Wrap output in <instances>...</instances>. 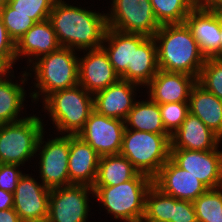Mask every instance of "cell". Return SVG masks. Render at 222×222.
<instances>
[{
  "label": "cell",
  "mask_w": 222,
  "mask_h": 222,
  "mask_svg": "<svg viewBox=\"0 0 222 222\" xmlns=\"http://www.w3.org/2000/svg\"><path fill=\"white\" fill-rule=\"evenodd\" d=\"M137 86L140 85L119 79L93 95L94 110L107 117L125 120L135 103L133 93Z\"/></svg>",
  "instance_id": "18"
},
{
  "label": "cell",
  "mask_w": 222,
  "mask_h": 222,
  "mask_svg": "<svg viewBox=\"0 0 222 222\" xmlns=\"http://www.w3.org/2000/svg\"><path fill=\"white\" fill-rule=\"evenodd\" d=\"M206 58L212 57L222 43L220 11L194 8L184 22Z\"/></svg>",
  "instance_id": "19"
},
{
  "label": "cell",
  "mask_w": 222,
  "mask_h": 222,
  "mask_svg": "<svg viewBox=\"0 0 222 222\" xmlns=\"http://www.w3.org/2000/svg\"><path fill=\"white\" fill-rule=\"evenodd\" d=\"M39 139L37 151L40 150V177L42 183L49 189L71 185L68 171L70 152V135L53 138L42 146L44 138Z\"/></svg>",
  "instance_id": "10"
},
{
  "label": "cell",
  "mask_w": 222,
  "mask_h": 222,
  "mask_svg": "<svg viewBox=\"0 0 222 222\" xmlns=\"http://www.w3.org/2000/svg\"><path fill=\"white\" fill-rule=\"evenodd\" d=\"M61 45L58 42L56 33L49 20L35 23L21 38L15 43L16 60L19 56H28L31 63L59 49ZM32 59H30L31 57Z\"/></svg>",
  "instance_id": "22"
},
{
  "label": "cell",
  "mask_w": 222,
  "mask_h": 222,
  "mask_svg": "<svg viewBox=\"0 0 222 222\" xmlns=\"http://www.w3.org/2000/svg\"><path fill=\"white\" fill-rule=\"evenodd\" d=\"M150 2L160 25L182 24L195 8L193 0H150Z\"/></svg>",
  "instance_id": "29"
},
{
  "label": "cell",
  "mask_w": 222,
  "mask_h": 222,
  "mask_svg": "<svg viewBox=\"0 0 222 222\" xmlns=\"http://www.w3.org/2000/svg\"><path fill=\"white\" fill-rule=\"evenodd\" d=\"M159 71L157 47L153 37L133 34L132 67L120 77L138 85H147Z\"/></svg>",
  "instance_id": "17"
},
{
  "label": "cell",
  "mask_w": 222,
  "mask_h": 222,
  "mask_svg": "<svg viewBox=\"0 0 222 222\" xmlns=\"http://www.w3.org/2000/svg\"><path fill=\"white\" fill-rule=\"evenodd\" d=\"M220 139L197 116L189 113L171 135L170 149L208 151L219 147Z\"/></svg>",
  "instance_id": "21"
},
{
  "label": "cell",
  "mask_w": 222,
  "mask_h": 222,
  "mask_svg": "<svg viewBox=\"0 0 222 222\" xmlns=\"http://www.w3.org/2000/svg\"><path fill=\"white\" fill-rule=\"evenodd\" d=\"M11 69L12 67L0 56V78L8 75V73H11L9 72Z\"/></svg>",
  "instance_id": "41"
},
{
  "label": "cell",
  "mask_w": 222,
  "mask_h": 222,
  "mask_svg": "<svg viewBox=\"0 0 222 222\" xmlns=\"http://www.w3.org/2000/svg\"><path fill=\"white\" fill-rule=\"evenodd\" d=\"M37 116L0 125V163L22 165L34 157L40 136L44 132Z\"/></svg>",
  "instance_id": "7"
},
{
  "label": "cell",
  "mask_w": 222,
  "mask_h": 222,
  "mask_svg": "<svg viewBox=\"0 0 222 222\" xmlns=\"http://www.w3.org/2000/svg\"><path fill=\"white\" fill-rule=\"evenodd\" d=\"M189 111L222 138V100L196 83L189 97Z\"/></svg>",
  "instance_id": "23"
},
{
  "label": "cell",
  "mask_w": 222,
  "mask_h": 222,
  "mask_svg": "<svg viewBox=\"0 0 222 222\" xmlns=\"http://www.w3.org/2000/svg\"><path fill=\"white\" fill-rule=\"evenodd\" d=\"M0 56L11 66L16 62L15 42L9 36L0 17Z\"/></svg>",
  "instance_id": "37"
},
{
  "label": "cell",
  "mask_w": 222,
  "mask_h": 222,
  "mask_svg": "<svg viewBox=\"0 0 222 222\" xmlns=\"http://www.w3.org/2000/svg\"><path fill=\"white\" fill-rule=\"evenodd\" d=\"M197 83L222 100V61L212 57L206 58Z\"/></svg>",
  "instance_id": "31"
},
{
  "label": "cell",
  "mask_w": 222,
  "mask_h": 222,
  "mask_svg": "<svg viewBox=\"0 0 222 222\" xmlns=\"http://www.w3.org/2000/svg\"><path fill=\"white\" fill-rule=\"evenodd\" d=\"M56 0H9L11 13L29 15L36 23L48 20Z\"/></svg>",
  "instance_id": "32"
},
{
  "label": "cell",
  "mask_w": 222,
  "mask_h": 222,
  "mask_svg": "<svg viewBox=\"0 0 222 222\" xmlns=\"http://www.w3.org/2000/svg\"><path fill=\"white\" fill-rule=\"evenodd\" d=\"M19 166L16 164L0 163V189L14 193L18 181L23 175L18 169Z\"/></svg>",
  "instance_id": "35"
},
{
  "label": "cell",
  "mask_w": 222,
  "mask_h": 222,
  "mask_svg": "<svg viewBox=\"0 0 222 222\" xmlns=\"http://www.w3.org/2000/svg\"><path fill=\"white\" fill-rule=\"evenodd\" d=\"M194 6L197 9L221 11L222 0H193Z\"/></svg>",
  "instance_id": "38"
},
{
  "label": "cell",
  "mask_w": 222,
  "mask_h": 222,
  "mask_svg": "<svg viewBox=\"0 0 222 222\" xmlns=\"http://www.w3.org/2000/svg\"><path fill=\"white\" fill-rule=\"evenodd\" d=\"M7 77L0 78V125L22 120L17 116L25 100L24 87Z\"/></svg>",
  "instance_id": "27"
},
{
  "label": "cell",
  "mask_w": 222,
  "mask_h": 222,
  "mask_svg": "<svg viewBox=\"0 0 222 222\" xmlns=\"http://www.w3.org/2000/svg\"><path fill=\"white\" fill-rule=\"evenodd\" d=\"M75 49L60 47L47 55L40 57L37 62H33L35 72L36 92L31 93V98L35 101L40 95H45L44 99L51 93L74 87L79 84L78 64L79 59L75 56ZM39 92L43 93L40 94Z\"/></svg>",
  "instance_id": "6"
},
{
  "label": "cell",
  "mask_w": 222,
  "mask_h": 222,
  "mask_svg": "<svg viewBox=\"0 0 222 222\" xmlns=\"http://www.w3.org/2000/svg\"><path fill=\"white\" fill-rule=\"evenodd\" d=\"M93 188L84 184H71L51 189L49 214L46 222H86L89 212L88 192Z\"/></svg>",
  "instance_id": "9"
},
{
  "label": "cell",
  "mask_w": 222,
  "mask_h": 222,
  "mask_svg": "<svg viewBox=\"0 0 222 222\" xmlns=\"http://www.w3.org/2000/svg\"><path fill=\"white\" fill-rule=\"evenodd\" d=\"M9 0H0V10L8 4Z\"/></svg>",
  "instance_id": "43"
},
{
  "label": "cell",
  "mask_w": 222,
  "mask_h": 222,
  "mask_svg": "<svg viewBox=\"0 0 222 222\" xmlns=\"http://www.w3.org/2000/svg\"><path fill=\"white\" fill-rule=\"evenodd\" d=\"M222 186L208 189L193 201L198 222H222Z\"/></svg>",
  "instance_id": "30"
},
{
  "label": "cell",
  "mask_w": 222,
  "mask_h": 222,
  "mask_svg": "<svg viewBox=\"0 0 222 222\" xmlns=\"http://www.w3.org/2000/svg\"><path fill=\"white\" fill-rule=\"evenodd\" d=\"M93 95L81 85L55 91L44 101L45 109L57 131L67 135H77L85 126L90 113L94 110ZM64 131V132H63Z\"/></svg>",
  "instance_id": "5"
},
{
  "label": "cell",
  "mask_w": 222,
  "mask_h": 222,
  "mask_svg": "<svg viewBox=\"0 0 222 222\" xmlns=\"http://www.w3.org/2000/svg\"><path fill=\"white\" fill-rule=\"evenodd\" d=\"M124 122L126 129L169 134L163 126L159 104L150 98L147 101H136Z\"/></svg>",
  "instance_id": "26"
},
{
  "label": "cell",
  "mask_w": 222,
  "mask_h": 222,
  "mask_svg": "<svg viewBox=\"0 0 222 222\" xmlns=\"http://www.w3.org/2000/svg\"><path fill=\"white\" fill-rule=\"evenodd\" d=\"M48 20L61 47L88 50L103 45L108 27L105 14L56 0Z\"/></svg>",
  "instance_id": "1"
},
{
  "label": "cell",
  "mask_w": 222,
  "mask_h": 222,
  "mask_svg": "<svg viewBox=\"0 0 222 222\" xmlns=\"http://www.w3.org/2000/svg\"><path fill=\"white\" fill-rule=\"evenodd\" d=\"M104 42H107V47L104 46ZM101 47L120 77L127 71V67H132L133 33H124L107 27Z\"/></svg>",
  "instance_id": "24"
},
{
  "label": "cell",
  "mask_w": 222,
  "mask_h": 222,
  "mask_svg": "<svg viewBox=\"0 0 222 222\" xmlns=\"http://www.w3.org/2000/svg\"><path fill=\"white\" fill-rule=\"evenodd\" d=\"M153 38L160 70L198 78L206 57L185 23L161 25Z\"/></svg>",
  "instance_id": "2"
},
{
  "label": "cell",
  "mask_w": 222,
  "mask_h": 222,
  "mask_svg": "<svg viewBox=\"0 0 222 222\" xmlns=\"http://www.w3.org/2000/svg\"><path fill=\"white\" fill-rule=\"evenodd\" d=\"M51 189L38 184L29 174L22 175L13 193V209L22 222H46Z\"/></svg>",
  "instance_id": "13"
},
{
  "label": "cell",
  "mask_w": 222,
  "mask_h": 222,
  "mask_svg": "<svg viewBox=\"0 0 222 222\" xmlns=\"http://www.w3.org/2000/svg\"><path fill=\"white\" fill-rule=\"evenodd\" d=\"M86 52L87 54L84 57L79 58V85L94 95L111 84L116 83L120 79V76L115 72L102 47L88 49Z\"/></svg>",
  "instance_id": "15"
},
{
  "label": "cell",
  "mask_w": 222,
  "mask_h": 222,
  "mask_svg": "<svg viewBox=\"0 0 222 222\" xmlns=\"http://www.w3.org/2000/svg\"><path fill=\"white\" fill-rule=\"evenodd\" d=\"M171 222H198L193 202L173 197V212Z\"/></svg>",
  "instance_id": "36"
},
{
  "label": "cell",
  "mask_w": 222,
  "mask_h": 222,
  "mask_svg": "<svg viewBox=\"0 0 222 222\" xmlns=\"http://www.w3.org/2000/svg\"><path fill=\"white\" fill-rule=\"evenodd\" d=\"M139 171L124 156H101L93 186H115L134 178Z\"/></svg>",
  "instance_id": "25"
},
{
  "label": "cell",
  "mask_w": 222,
  "mask_h": 222,
  "mask_svg": "<svg viewBox=\"0 0 222 222\" xmlns=\"http://www.w3.org/2000/svg\"><path fill=\"white\" fill-rule=\"evenodd\" d=\"M124 131V120L107 117L93 110L77 136L100 156L117 155L121 151Z\"/></svg>",
  "instance_id": "11"
},
{
  "label": "cell",
  "mask_w": 222,
  "mask_h": 222,
  "mask_svg": "<svg viewBox=\"0 0 222 222\" xmlns=\"http://www.w3.org/2000/svg\"><path fill=\"white\" fill-rule=\"evenodd\" d=\"M153 184L164 194L190 202L208 190L198 178L179 167L171 158L153 178Z\"/></svg>",
  "instance_id": "14"
},
{
  "label": "cell",
  "mask_w": 222,
  "mask_h": 222,
  "mask_svg": "<svg viewBox=\"0 0 222 222\" xmlns=\"http://www.w3.org/2000/svg\"><path fill=\"white\" fill-rule=\"evenodd\" d=\"M0 222H22L16 211L11 208L0 210Z\"/></svg>",
  "instance_id": "40"
},
{
  "label": "cell",
  "mask_w": 222,
  "mask_h": 222,
  "mask_svg": "<svg viewBox=\"0 0 222 222\" xmlns=\"http://www.w3.org/2000/svg\"><path fill=\"white\" fill-rule=\"evenodd\" d=\"M0 17L9 36L16 43L36 22L29 15L11 13V6L7 4L0 10Z\"/></svg>",
  "instance_id": "33"
},
{
  "label": "cell",
  "mask_w": 222,
  "mask_h": 222,
  "mask_svg": "<svg viewBox=\"0 0 222 222\" xmlns=\"http://www.w3.org/2000/svg\"><path fill=\"white\" fill-rule=\"evenodd\" d=\"M100 155L77 135H70L68 160L69 179L72 184L93 186L98 172Z\"/></svg>",
  "instance_id": "20"
},
{
  "label": "cell",
  "mask_w": 222,
  "mask_h": 222,
  "mask_svg": "<svg viewBox=\"0 0 222 222\" xmlns=\"http://www.w3.org/2000/svg\"><path fill=\"white\" fill-rule=\"evenodd\" d=\"M170 149V158L198 178L208 189L222 186V151Z\"/></svg>",
  "instance_id": "12"
},
{
  "label": "cell",
  "mask_w": 222,
  "mask_h": 222,
  "mask_svg": "<svg viewBox=\"0 0 222 222\" xmlns=\"http://www.w3.org/2000/svg\"><path fill=\"white\" fill-rule=\"evenodd\" d=\"M220 28L222 32V13L220 12ZM212 58L222 61V43L219 50L212 56Z\"/></svg>",
  "instance_id": "42"
},
{
  "label": "cell",
  "mask_w": 222,
  "mask_h": 222,
  "mask_svg": "<svg viewBox=\"0 0 222 222\" xmlns=\"http://www.w3.org/2000/svg\"><path fill=\"white\" fill-rule=\"evenodd\" d=\"M173 197L164 194L154 184L148 189L142 222H171Z\"/></svg>",
  "instance_id": "28"
},
{
  "label": "cell",
  "mask_w": 222,
  "mask_h": 222,
  "mask_svg": "<svg viewBox=\"0 0 222 222\" xmlns=\"http://www.w3.org/2000/svg\"><path fill=\"white\" fill-rule=\"evenodd\" d=\"M107 26L114 30L154 37L161 26L155 18L150 0H113Z\"/></svg>",
  "instance_id": "8"
},
{
  "label": "cell",
  "mask_w": 222,
  "mask_h": 222,
  "mask_svg": "<svg viewBox=\"0 0 222 222\" xmlns=\"http://www.w3.org/2000/svg\"><path fill=\"white\" fill-rule=\"evenodd\" d=\"M153 178L138 173L134 178L115 186H92L95 198L114 218L126 222H142L145 199Z\"/></svg>",
  "instance_id": "3"
},
{
  "label": "cell",
  "mask_w": 222,
  "mask_h": 222,
  "mask_svg": "<svg viewBox=\"0 0 222 222\" xmlns=\"http://www.w3.org/2000/svg\"><path fill=\"white\" fill-rule=\"evenodd\" d=\"M13 193L0 189V210H8L13 208Z\"/></svg>",
  "instance_id": "39"
},
{
  "label": "cell",
  "mask_w": 222,
  "mask_h": 222,
  "mask_svg": "<svg viewBox=\"0 0 222 222\" xmlns=\"http://www.w3.org/2000/svg\"><path fill=\"white\" fill-rule=\"evenodd\" d=\"M171 135L126 129L120 155L143 174L154 178L170 158Z\"/></svg>",
  "instance_id": "4"
},
{
  "label": "cell",
  "mask_w": 222,
  "mask_h": 222,
  "mask_svg": "<svg viewBox=\"0 0 222 222\" xmlns=\"http://www.w3.org/2000/svg\"><path fill=\"white\" fill-rule=\"evenodd\" d=\"M197 78L184 73L160 70L146 85L149 98L157 104L189 102V97Z\"/></svg>",
  "instance_id": "16"
},
{
  "label": "cell",
  "mask_w": 222,
  "mask_h": 222,
  "mask_svg": "<svg viewBox=\"0 0 222 222\" xmlns=\"http://www.w3.org/2000/svg\"><path fill=\"white\" fill-rule=\"evenodd\" d=\"M161 119L165 130L172 135L186 119L189 111V102H171L159 104Z\"/></svg>",
  "instance_id": "34"
}]
</instances>
